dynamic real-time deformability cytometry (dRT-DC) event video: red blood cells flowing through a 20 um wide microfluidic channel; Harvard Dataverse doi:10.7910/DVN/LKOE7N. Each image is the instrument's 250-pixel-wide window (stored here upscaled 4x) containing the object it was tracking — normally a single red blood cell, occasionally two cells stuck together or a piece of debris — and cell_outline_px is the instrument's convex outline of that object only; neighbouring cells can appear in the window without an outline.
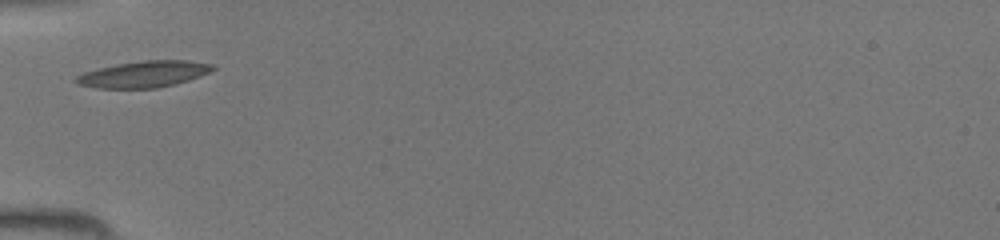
{"species": "common noctule bat (a hibernating species)", "species_latin": "Nyctalus noctula", "temperature_condition": "room temperature", "stored_images_in_passage": 31, "camera_frame_rate_fps": 3000, "um_per_image_px": 0.085, "animal": {"sex": "female", "body_mass_g": 19.5, "forearm_length_mm": 54.1}, "frame": {"image": 1, "passage_image": 1, "time_ms": 0.0, "image_size_px": [1000, 240], "cell_outline_px": [[216, 68], [212, 72], [176, 84], [156, 88], [96, 88], [76, 84], [72, 80], [76, 76], [84, 72], [116, 64], [140, 60], [188, 60], [212, 64]], "centroid_in_image_um": [12.22, 6.3], "position_along_channel_um": 72.8, "area_um2": 21.21}}
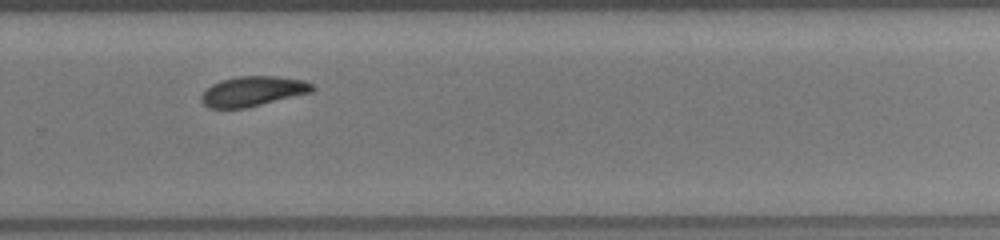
{"frame": {"image": 2, "passage_image": 17, "time_ms": 5.333, "image_size_px": [1000, 240], "cell_outline_px": [[316, 88], [312, 92], [244, 108], [208, 108], [200, 100], [200, 96], [212, 84], [220, 80], [236, 76], [276, 76], [304, 80], [312, 84]], "centroid_in_image_um": [21.48, 7.75], "position_along_channel_um": 308.3, "area_um2": 19.31}}
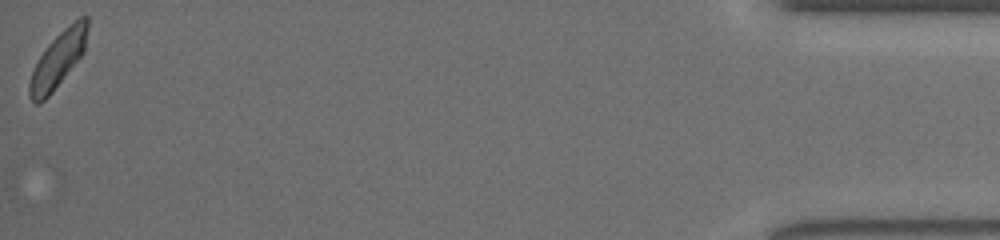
{"frame": {"image": 3, "passage_image": 31, "time_ms": 10.0, "image_size_px": [1000, 240], "cell_outline_px": [[88, 28], [84, 52], [52, 92], [44, 100], [36, 104], [28, 96], [28, 84], [32, 72], [40, 56], [48, 44], [64, 28], [80, 16], [88, 16]], "centroid_in_image_um": [4.93, 5.05], "position_along_channel_um": 430.3, "area_um2": 18.55}}